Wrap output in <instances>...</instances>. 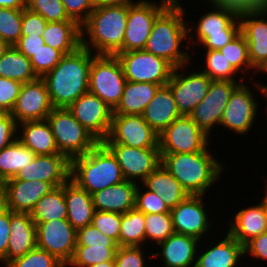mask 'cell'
Wrapping results in <instances>:
<instances>
[{"instance_id": "obj_7", "label": "cell", "mask_w": 267, "mask_h": 267, "mask_svg": "<svg viewBox=\"0 0 267 267\" xmlns=\"http://www.w3.org/2000/svg\"><path fill=\"white\" fill-rule=\"evenodd\" d=\"M60 154L70 161L94 148L99 141L87 131L68 110L54 108L47 116Z\"/></svg>"}, {"instance_id": "obj_49", "label": "cell", "mask_w": 267, "mask_h": 267, "mask_svg": "<svg viewBox=\"0 0 267 267\" xmlns=\"http://www.w3.org/2000/svg\"><path fill=\"white\" fill-rule=\"evenodd\" d=\"M144 246H118L115 267H147Z\"/></svg>"}, {"instance_id": "obj_36", "label": "cell", "mask_w": 267, "mask_h": 267, "mask_svg": "<svg viewBox=\"0 0 267 267\" xmlns=\"http://www.w3.org/2000/svg\"><path fill=\"white\" fill-rule=\"evenodd\" d=\"M36 154L15 139L4 149L0 150V185L16 176V174L32 162Z\"/></svg>"}, {"instance_id": "obj_39", "label": "cell", "mask_w": 267, "mask_h": 267, "mask_svg": "<svg viewBox=\"0 0 267 267\" xmlns=\"http://www.w3.org/2000/svg\"><path fill=\"white\" fill-rule=\"evenodd\" d=\"M145 243V214L136 208L121 214L119 246L148 247Z\"/></svg>"}, {"instance_id": "obj_4", "label": "cell", "mask_w": 267, "mask_h": 267, "mask_svg": "<svg viewBox=\"0 0 267 267\" xmlns=\"http://www.w3.org/2000/svg\"><path fill=\"white\" fill-rule=\"evenodd\" d=\"M127 16L125 6H95L81 26L82 47L95 55L122 53Z\"/></svg>"}, {"instance_id": "obj_37", "label": "cell", "mask_w": 267, "mask_h": 267, "mask_svg": "<svg viewBox=\"0 0 267 267\" xmlns=\"http://www.w3.org/2000/svg\"><path fill=\"white\" fill-rule=\"evenodd\" d=\"M0 77L27 83L37 80L32 64L24 54L14 46L5 52L0 58Z\"/></svg>"}, {"instance_id": "obj_59", "label": "cell", "mask_w": 267, "mask_h": 267, "mask_svg": "<svg viewBox=\"0 0 267 267\" xmlns=\"http://www.w3.org/2000/svg\"><path fill=\"white\" fill-rule=\"evenodd\" d=\"M27 6V0H0V8L23 9Z\"/></svg>"}, {"instance_id": "obj_56", "label": "cell", "mask_w": 267, "mask_h": 267, "mask_svg": "<svg viewBox=\"0 0 267 267\" xmlns=\"http://www.w3.org/2000/svg\"><path fill=\"white\" fill-rule=\"evenodd\" d=\"M267 261V231L260 234L258 237L251 239L244 245V255Z\"/></svg>"}, {"instance_id": "obj_14", "label": "cell", "mask_w": 267, "mask_h": 267, "mask_svg": "<svg viewBox=\"0 0 267 267\" xmlns=\"http://www.w3.org/2000/svg\"><path fill=\"white\" fill-rule=\"evenodd\" d=\"M186 67V68H185ZM181 66L174 68L167 85L174 96L177 109L181 116H188L192 110L205 98L212 80L203 72L185 74ZM181 72V73H180Z\"/></svg>"}, {"instance_id": "obj_52", "label": "cell", "mask_w": 267, "mask_h": 267, "mask_svg": "<svg viewBox=\"0 0 267 267\" xmlns=\"http://www.w3.org/2000/svg\"><path fill=\"white\" fill-rule=\"evenodd\" d=\"M65 11L71 20L82 26L94 10L93 0H61Z\"/></svg>"}, {"instance_id": "obj_19", "label": "cell", "mask_w": 267, "mask_h": 267, "mask_svg": "<svg viewBox=\"0 0 267 267\" xmlns=\"http://www.w3.org/2000/svg\"><path fill=\"white\" fill-rule=\"evenodd\" d=\"M166 8L153 0L128 7L127 26L122 53L145 48L156 17Z\"/></svg>"}, {"instance_id": "obj_24", "label": "cell", "mask_w": 267, "mask_h": 267, "mask_svg": "<svg viewBox=\"0 0 267 267\" xmlns=\"http://www.w3.org/2000/svg\"><path fill=\"white\" fill-rule=\"evenodd\" d=\"M71 161L63 154L36 155L31 163L8 180H39L58 187L70 179Z\"/></svg>"}, {"instance_id": "obj_25", "label": "cell", "mask_w": 267, "mask_h": 267, "mask_svg": "<svg viewBox=\"0 0 267 267\" xmlns=\"http://www.w3.org/2000/svg\"><path fill=\"white\" fill-rule=\"evenodd\" d=\"M199 241L195 237L174 232L157 245L160 246L161 251L151 252L152 255H148V258L157 257L158 259L159 256H162L160 258L165 263V267H195L196 254L198 250L200 251V243L203 242Z\"/></svg>"}, {"instance_id": "obj_30", "label": "cell", "mask_w": 267, "mask_h": 267, "mask_svg": "<svg viewBox=\"0 0 267 267\" xmlns=\"http://www.w3.org/2000/svg\"><path fill=\"white\" fill-rule=\"evenodd\" d=\"M225 238L215 245H210L206 251H197L195 267H237L244 255V246L228 232Z\"/></svg>"}, {"instance_id": "obj_33", "label": "cell", "mask_w": 267, "mask_h": 267, "mask_svg": "<svg viewBox=\"0 0 267 267\" xmlns=\"http://www.w3.org/2000/svg\"><path fill=\"white\" fill-rule=\"evenodd\" d=\"M42 37L46 45L63 55L74 53L82 46L81 26L75 21L48 22Z\"/></svg>"}, {"instance_id": "obj_5", "label": "cell", "mask_w": 267, "mask_h": 267, "mask_svg": "<svg viewBox=\"0 0 267 267\" xmlns=\"http://www.w3.org/2000/svg\"><path fill=\"white\" fill-rule=\"evenodd\" d=\"M70 179L90 195L125 180L115 156L102 142L71 160Z\"/></svg>"}, {"instance_id": "obj_45", "label": "cell", "mask_w": 267, "mask_h": 267, "mask_svg": "<svg viewBox=\"0 0 267 267\" xmlns=\"http://www.w3.org/2000/svg\"><path fill=\"white\" fill-rule=\"evenodd\" d=\"M6 267H66L55 256L37 246L22 257L11 261Z\"/></svg>"}, {"instance_id": "obj_17", "label": "cell", "mask_w": 267, "mask_h": 267, "mask_svg": "<svg viewBox=\"0 0 267 267\" xmlns=\"http://www.w3.org/2000/svg\"><path fill=\"white\" fill-rule=\"evenodd\" d=\"M68 110L99 142L108 137L113 110L98 96L88 91L72 103Z\"/></svg>"}, {"instance_id": "obj_34", "label": "cell", "mask_w": 267, "mask_h": 267, "mask_svg": "<svg viewBox=\"0 0 267 267\" xmlns=\"http://www.w3.org/2000/svg\"><path fill=\"white\" fill-rule=\"evenodd\" d=\"M140 184L157 193L169 209L176 207L190 195L161 164Z\"/></svg>"}, {"instance_id": "obj_12", "label": "cell", "mask_w": 267, "mask_h": 267, "mask_svg": "<svg viewBox=\"0 0 267 267\" xmlns=\"http://www.w3.org/2000/svg\"><path fill=\"white\" fill-rule=\"evenodd\" d=\"M102 143L159 148V134L149 126L142 115H113L108 137Z\"/></svg>"}, {"instance_id": "obj_51", "label": "cell", "mask_w": 267, "mask_h": 267, "mask_svg": "<svg viewBox=\"0 0 267 267\" xmlns=\"http://www.w3.org/2000/svg\"><path fill=\"white\" fill-rule=\"evenodd\" d=\"M22 83L0 77V113H10L15 106Z\"/></svg>"}, {"instance_id": "obj_42", "label": "cell", "mask_w": 267, "mask_h": 267, "mask_svg": "<svg viewBox=\"0 0 267 267\" xmlns=\"http://www.w3.org/2000/svg\"><path fill=\"white\" fill-rule=\"evenodd\" d=\"M146 244L153 241L157 245L174 233L170 212L145 214Z\"/></svg>"}, {"instance_id": "obj_28", "label": "cell", "mask_w": 267, "mask_h": 267, "mask_svg": "<svg viewBox=\"0 0 267 267\" xmlns=\"http://www.w3.org/2000/svg\"><path fill=\"white\" fill-rule=\"evenodd\" d=\"M142 117L157 134L181 117L167 84L158 88L152 101L144 109Z\"/></svg>"}, {"instance_id": "obj_43", "label": "cell", "mask_w": 267, "mask_h": 267, "mask_svg": "<svg viewBox=\"0 0 267 267\" xmlns=\"http://www.w3.org/2000/svg\"><path fill=\"white\" fill-rule=\"evenodd\" d=\"M23 9L0 8V38L14 46L22 36Z\"/></svg>"}, {"instance_id": "obj_32", "label": "cell", "mask_w": 267, "mask_h": 267, "mask_svg": "<svg viewBox=\"0 0 267 267\" xmlns=\"http://www.w3.org/2000/svg\"><path fill=\"white\" fill-rule=\"evenodd\" d=\"M64 197L67 204V221L77 231L92 223L94 204L92 195L69 179L64 183Z\"/></svg>"}, {"instance_id": "obj_60", "label": "cell", "mask_w": 267, "mask_h": 267, "mask_svg": "<svg viewBox=\"0 0 267 267\" xmlns=\"http://www.w3.org/2000/svg\"><path fill=\"white\" fill-rule=\"evenodd\" d=\"M180 1L182 0H160V4L166 7H182Z\"/></svg>"}, {"instance_id": "obj_6", "label": "cell", "mask_w": 267, "mask_h": 267, "mask_svg": "<svg viewBox=\"0 0 267 267\" xmlns=\"http://www.w3.org/2000/svg\"><path fill=\"white\" fill-rule=\"evenodd\" d=\"M211 7L212 10L203 13L196 26H193L194 23L188 26L190 39L188 41L189 43L192 41L190 43L192 46L190 44L188 46L191 48L200 44L205 50H220L240 33V20L236 13L215 5ZM192 29L196 31L192 32Z\"/></svg>"}, {"instance_id": "obj_58", "label": "cell", "mask_w": 267, "mask_h": 267, "mask_svg": "<svg viewBox=\"0 0 267 267\" xmlns=\"http://www.w3.org/2000/svg\"><path fill=\"white\" fill-rule=\"evenodd\" d=\"M143 0H93L95 6H125L130 7L141 3Z\"/></svg>"}, {"instance_id": "obj_48", "label": "cell", "mask_w": 267, "mask_h": 267, "mask_svg": "<svg viewBox=\"0 0 267 267\" xmlns=\"http://www.w3.org/2000/svg\"><path fill=\"white\" fill-rule=\"evenodd\" d=\"M91 224L119 246L121 214L95 210Z\"/></svg>"}, {"instance_id": "obj_47", "label": "cell", "mask_w": 267, "mask_h": 267, "mask_svg": "<svg viewBox=\"0 0 267 267\" xmlns=\"http://www.w3.org/2000/svg\"><path fill=\"white\" fill-rule=\"evenodd\" d=\"M63 56L60 51L45 44L29 60L36 75L42 78L57 66Z\"/></svg>"}, {"instance_id": "obj_11", "label": "cell", "mask_w": 267, "mask_h": 267, "mask_svg": "<svg viewBox=\"0 0 267 267\" xmlns=\"http://www.w3.org/2000/svg\"><path fill=\"white\" fill-rule=\"evenodd\" d=\"M209 139L189 116H181L159 134L160 154L204 151Z\"/></svg>"}, {"instance_id": "obj_13", "label": "cell", "mask_w": 267, "mask_h": 267, "mask_svg": "<svg viewBox=\"0 0 267 267\" xmlns=\"http://www.w3.org/2000/svg\"><path fill=\"white\" fill-rule=\"evenodd\" d=\"M244 81L212 80L205 98L188 115L207 136L211 137L213 128L219 127L231 93Z\"/></svg>"}, {"instance_id": "obj_46", "label": "cell", "mask_w": 267, "mask_h": 267, "mask_svg": "<svg viewBox=\"0 0 267 267\" xmlns=\"http://www.w3.org/2000/svg\"><path fill=\"white\" fill-rule=\"evenodd\" d=\"M145 189V190H144ZM135 208L144 214H159L170 212L169 207L164 203L157 193L143 188L138 183L136 189Z\"/></svg>"}, {"instance_id": "obj_31", "label": "cell", "mask_w": 267, "mask_h": 267, "mask_svg": "<svg viewBox=\"0 0 267 267\" xmlns=\"http://www.w3.org/2000/svg\"><path fill=\"white\" fill-rule=\"evenodd\" d=\"M17 134V139L36 155L60 154L47 119L21 122Z\"/></svg>"}, {"instance_id": "obj_41", "label": "cell", "mask_w": 267, "mask_h": 267, "mask_svg": "<svg viewBox=\"0 0 267 267\" xmlns=\"http://www.w3.org/2000/svg\"><path fill=\"white\" fill-rule=\"evenodd\" d=\"M205 65L201 72L205 73L211 80L235 81L237 71L227 61L219 50H205Z\"/></svg>"}, {"instance_id": "obj_40", "label": "cell", "mask_w": 267, "mask_h": 267, "mask_svg": "<svg viewBox=\"0 0 267 267\" xmlns=\"http://www.w3.org/2000/svg\"><path fill=\"white\" fill-rule=\"evenodd\" d=\"M219 51L237 72L242 73L240 80H245V76L250 75L247 74L248 70H254L249 59L246 38L241 32Z\"/></svg>"}, {"instance_id": "obj_10", "label": "cell", "mask_w": 267, "mask_h": 267, "mask_svg": "<svg viewBox=\"0 0 267 267\" xmlns=\"http://www.w3.org/2000/svg\"><path fill=\"white\" fill-rule=\"evenodd\" d=\"M76 243L74 255L67 266L90 267L115 261L118 244L92 224L77 230Z\"/></svg>"}, {"instance_id": "obj_63", "label": "cell", "mask_w": 267, "mask_h": 267, "mask_svg": "<svg viewBox=\"0 0 267 267\" xmlns=\"http://www.w3.org/2000/svg\"><path fill=\"white\" fill-rule=\"evenodd\" d=\"M10 48V45L0 38V58L5 54V52Z\"/></svg>"}, {"instance_id": "obj_2", "label": "cell", "mask_w": 267, "mask_h": 267, "mask_svg": "<svg viewBox=\"0 0 267 267\" xmlns=\"http://www.w3.org/2000/svg\"><path fill=\"white\" fill-rule=\"evenodd\" d=\"M184 7H166L155 19L145 51L168 61L174 68L191 64L194 57L182 50L189 39ZM182 45V46H181ZM189 53V54H188Z\"/></svg>"}, {"instance_id": "obj_26", "label": "cell", "mask_w": 267, "mask_h": 267, "mask_svg": "<svg viewBox=\"0 0 267 267\" xmlns=\"http://www.w3.org/2000/svg\"><path fill=\"white\" fill-rule=\"evenodd\" d=\"M36 246V224L31 214L10 210V238L6 252V266Z\"/></svg>"}, {"instance_id": "obj_38", "label": "cell", "mask_w": 267, "mask_h": 267, "mask_svg": "<svg viewBox=\"0 0 267 267\" xmlns=\"http://www.w3.org/2000/svg\"><path fill=\"white\" fill-rule=\"evenodd\" d=\"M30 214L35 223L48 222L55 219H67L64 184L55 187L49 193L42 196Z\"/></svg>"}, {"instance_id": "obj_27", "label": "cell", "mask_w": 267, "mask_h": 267, "mask_svg": "<svg viewBox=\"0 0 267 267\" xmlns=\"http://www.w3.org/2000/svg\"><path fill=\"white\" fill-rule=\"evenodd\" d=\"M138 183L124 180L92 194L94 209L124 214L135 208Z\"/></svg>"}, {"instance_id": "obj_55", "label": "cell", "mask_w": 267, "mask_h": 267, "mask_svg": "<svg viewBox=\"0 0 267 267\" xmlns=\"http://www.w3.org/2000/svg\"><path fill=\"white\" fill-rule=\"evenodd\" d=\"M10 238V210L0 202V262L6 266V252Z\"/></svg>"}, {"instance_id": "obj_20", "label": "cell", "mask_w": 267, "mask_h": 267, "mask_svg": "<svg viewBox=\"0 0 267 267\" xmlns=\"http://www.w3.org/2000/svg\"><path fill=\"white\" fill-rule=\"evenodd\" d=\"M54 109L47 85L42 78L22 83L11 116L19 124L24 121L45 120Z\"/></svg>"}, {"instance_id": "obj_3", "label": "cell", "mask_w": 267, "mask_h": 267, "mask_svg": "<svg viewBox=\"0 0 267 267\" xmlns=\"http://www.w3.org/2000/svg\"><path fill=\"white\" fill-rule=\"evenodd\" d=\"M210 151L207 147L195 153L160 154L161 165L190 195L205 196L224 172L222 161Z\"/></svg>"}, {"instance_id": "obj_54", "label": "cell", "mask_w": 267, "mask_h": 267, "mask_svg": "<svg viewBox=\"0 0 267 267\" xmlns=\"http://www.w3.org/2000/svg\"><path fill=\"white\" fill-rule=\"evenodd\" d=\"M17 123L11 113H0V150L17 139Z\"/></svg>"}, {"instance_id": "obj_35", "label": "cell", "mask_w": 267, "mask_h": 267, "mask_svg": "<svg viewBox=\"0 0 267 267\" xmlns=\"http://www.w3.org/2000/svg\"><path fill=\"white\" fill-rule=\"evenodd\" d=\"M161 85L126 81L121 100L113 115H142Z\"/></svg>"}, {"instance_id": "obj_22", "label": "cell", "mask_w": 267, "mask_h": 267, "mask_svg": "<svg viewBox=\"0 0 267 267\" xmlns=\"http://www.w3.org/2000/svg\"><path fill=\"white\" fill-rule=\"evenodd\" d=\"M267 10L239 15L240 32L245 36L253 74L267 69ZM257 72V73H256Z\"/></svg>"}, {"instance_id": "obj_8", "label": "cell", "mask_w": 267, "mask_h": 267, "mask_svg": "<svg viewBox=\"0 0 267 267\" xmlns=\"http://www.w3.org/2000/svg\"><path fill=\"white\" fill-rule=\"evenodd\" d=\"M126 78L116 55H95L89 70L88 91L98 96L112 110L119 104Z\"/></svg>"}, {"instance_id": "obj_50", "label": "cell", "mask_w": 267, "mask_h": 267, "mask_svg": "<svg viewBox=\"0 0 267 267\" xmlns=\"http://www.w3.org/2000/svg\"><path fill=\"white\" fill-rule=\"evenodd\" d=\"M207 3L230 10L238 16L249 11L267 10V0H208Z\"/></svg>"}, {"instance_id": "obj_9", "label": "cell", "mask_w": 267, "mask_h": 267, "mask_svg": "<svg viewBox=\"0 0 267 267\" xmlns=\"http://www.w3.org/2000/svg\"><path fill=\"white\" fill-rule=\"evenodd\" d=\"M127 81L148 82L166 85L174 67L165 59L155 56L144 49L117 53Z\"/></svg>"}, {"instance_id": "obj_16", "label": "cell", "mask_w": 267, "mask_h": 267, "mask_svg": "<svg viewBox=\"0 0 267 267\" xmlns=\"http://www.w3.org/2000/svg\"><path fill=\"white\" fill-rule=\"evenodd\" d=\"M254 95L246 81L239 84L230 95L219 126L238 135L250 132L260 105Z\"/></svg>"}, {"instance_id": "obj_21", "label": "cell", "mask_w": 267, "mask_h": 267, "mask_svg": "<svg viewBox=\"0 0 267 267\" xmlns=\"http://www.w3.org/2000/svg\"><path fill=\"white\" fill-rule=\"evenodd\" d=\"M204 198V195H189L170 209L174 232L195 237L200 241L203 239L212 226Z\"/></svg>"}, {"instance_id": "obj_29", "label": "cell", "mask_w": 267, "mask_h": 267, "mask_svg": "<svg viewBox=\"0 0 267 267\" xmlns=\"http://www.w3.org/2000/svg\"><path fill=\"white\" fill-rule=\"evenodd\" d=\"M229 223L227 232L243 246L267 231L266 215L260 202L239 209Z\"/></svg>"}, {"instance_id": "obj_57", "label": "cell", "mask_w": 267, "mask_h": 267, "mask_svg": "<svg viewBox=\"0 0 267 267\" xmlns=\"http://www.w3.org/2000/svg\"><path fill=\"white\" fill-rule=\"evenodd\" d=\"M44 45L45 42L42 35L21 36L14 47L30 59L39 49L43 48Z\"/></svg>"}, {"instance_id": "obj_18", "label": "cell", "mask_w": 267, "mask_h": 267, "mask_svg": "<svg viewBox=\"0 0 267 267\" xmlns=\"http://www.w3.org/2000/svg\"><path fill=\"white\" fill-rule=\"evenodd\" d=\"M115 156L125 180L143 182L160 164L159 148H136L104 144Z\"/></svg>"}, {"instance_id": "obj_15", "label": "cell", "mask_w": 267, "mask_h": 267, "mask_svg": "<svg viewBox=\"0 0 267 267\" xmlns=\"http://www.w3.org/2000/svg\"><path fill=\"white\" fill-rule=\"evenodd\" d=\"M35 224L37 247L55 256L67 267L75 252L77 231L67 219Z\"/></svg>"}, {"instance_id": "obj_53", "label": "cell", "mask_w": 267, "mask_h": 267, "mask_svg": "<svg viewBox=\"0 0 267 267\" xmlns=\"http://www.w3.org/2000/svg\"><path fill=\"white\" fill-rule=\"evenodd\" d=\"M47 23L40 14L32 12L28 8H23L22 36L42 35Z\"/></svg>"}, {"instance_id": "obj_1", "label": "cell", "mask_w": 267, "mask_h": 267, "mask_svg": "<svg viewBox=\"0 0 267 267\" xmlns=\"http://www.w3.org/2000/svg\"><path fill=\"white\" fill-rule=\"evenodd\" d=\"M94 56L81 46L76 52L64 55L57 66L42 77L54 108H68L88 92L89 70Z\"/></svg>"}, {"instance_id": "obj_64", "label": "cell", "mask_w": 267, "mask_h": 267, "mask_svg": "<svg viewBox=\"0 0 267 267\" xmlns=\"http://www.w3.org/2000/svg\"><path fill=\"white\" fill-rule=\"evenodd\" d=\"M90 267H115V261L101 262Z\"/></svg>"}, {"instance_id": "obj_44", "label": "cell", "mask_w": 267, "mask_h": 267, "mask_svg": "<svg viewBox=\"0 0 267 267\" xmlns=\"http://www.w3.org/2000/svg\"><path fill=\"white\" fill-rule=\"evenodd\" d=\"M26 8L40 14L47 22L74 21L68 17L61 0H27Z\"/></svg>"}, {"instance_id": "obj_61", "label": "cell", "mask_w": 267, "mask_h": 267, "mask_svg": "<svg viewBox=\"0 0 267 267\" xmlns=\"http://www.w3.org/2000/svg\"><path fill=\"white\" fill-rule=\"evenodd\" d=\"M253 85H255L257 87V88H255L256 89L255 91H259V93L262 94L261 96H263V97H265V99H267V85H264V83L261 84L260 82L258 84L255 82V83H253ZM266 110H267V107H266Z\"/></svg>"}, {"instance_id": "obj_62", "label": "cell", "mask_w": 267, "mask_h": 267, "mask_svg": "<svg viewBox=\"0 0 267 267\" xmlns=\"http://www.w3.org/2000/svg\"><path fill=\"white\" fill-rule=\"evenodd\" d=\"M265 194L263 195L262 200H260V203L262 204L264 211H265V215H266V223H267V181H266V185H265Z\"/></svg>"}, {"instance_id": "obj_23", "label": "cell", "mask_w": 267, "mask_h": 267, "mask_svg": "<svg viewBox=\"0 0 267 267\" xmlns=\"http://www.w3.org/2000/svg\"><path fill=\"white\" fill-rule=\"evenodd\" d=\"M55 187L39 180H6L0 185V202L12 212H31L37 201Z\"/></svg>"}]
</instances>
